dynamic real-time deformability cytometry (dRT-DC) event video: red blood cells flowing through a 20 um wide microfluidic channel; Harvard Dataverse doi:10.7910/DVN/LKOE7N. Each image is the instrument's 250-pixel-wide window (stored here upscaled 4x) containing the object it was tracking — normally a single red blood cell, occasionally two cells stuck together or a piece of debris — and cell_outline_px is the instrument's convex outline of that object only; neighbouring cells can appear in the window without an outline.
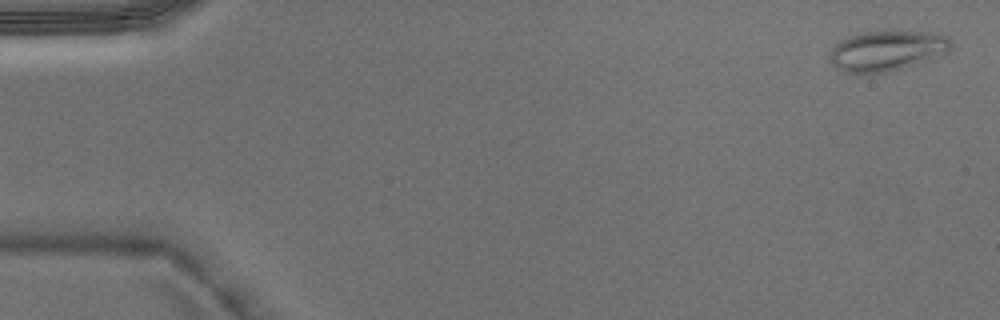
{"species": "Egyptian fruit bat (a non-hibernating species)", "species_latin": "Rousettus aegyptiacus", "temperature_condition": "warm", "stored_images_in_passage": 3, "camera_frame_rate_fps": 3000, "um_per_image_px": 0.085, "animal": {"sex": "male"}, "frame": {"image": 1, "passage_image": 1, "time_ms": 0.0, "image_size_px": [1000, 320], "cell_outline_px": [[952, 48], [948, 52], [888, 72], [848, 72], [836, 68], [828, 60], [828, 56], [832, 48], [840, 40], [848, 36], [864, 32], [932, 32], [948, 36], [952, 40]], "centroid_in_image_um": [75.37, 4.29], "position_along_channel_um": 9.6, "area_um2": 27.98}}